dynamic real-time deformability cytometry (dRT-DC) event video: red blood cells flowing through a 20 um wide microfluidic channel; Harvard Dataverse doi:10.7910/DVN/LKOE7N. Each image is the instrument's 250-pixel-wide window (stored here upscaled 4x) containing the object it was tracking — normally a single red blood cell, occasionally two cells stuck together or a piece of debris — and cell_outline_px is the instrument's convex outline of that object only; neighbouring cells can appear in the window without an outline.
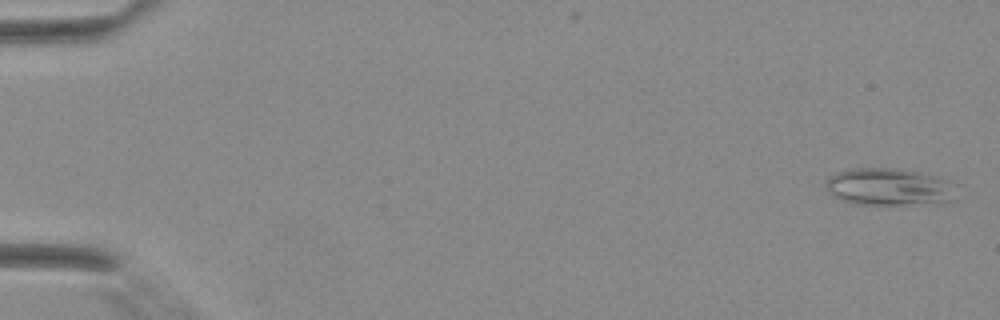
{"species": "Egyptian fruit bat (a non-hibernating species)", "species_latin": "Rousettus aegyptiacus", "temperature_condition": "warm", "stored_images_in_passage": 43, "camera_frame_rate_fps": 3000, "um_per_image_px": 0.085, "animal": {"sex": "female"}, "frame": {"image": 1, "passage_image": 2, "time_ms": 0.333, "image_size_px": [1000, 320], "cell_outline_px": [[948, 200], [900, 204], [860, 204], [844, 200], [836, 196], [828, 188], [828, 180], [832, 176], [840, 172], [856, 168], [900, 168], [936, 176], [948, 180]], "centroid_in_image_um": [75.46, 15.85], "position_along_channel_um": 9.5, "area_um2": 26.47}}
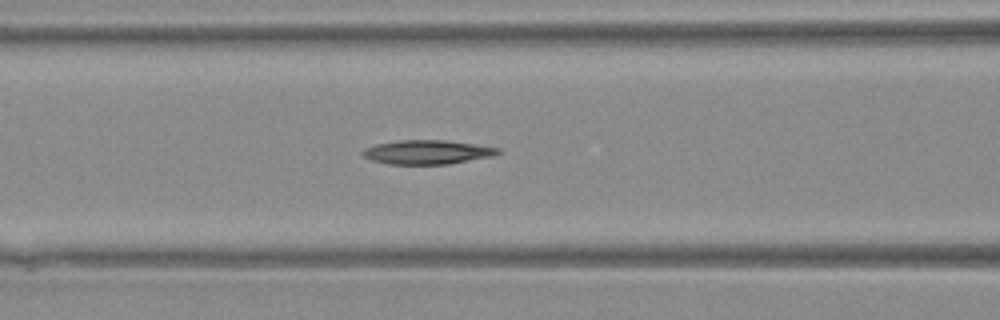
{"frame": {"image": 2, "passage_image": 19, "time_ms": 6.0, "image_size_px": [1000, 320], "cell_outline_px": [[500, 152], [492, 156], [448, 164], [388, 164], [372, 160], [364, 156], [360, 152], [364, 148], [376, 144], [400, 140], [444, 140], [476, 144], [500, 148]], "centroid_in_image_um": [36.3, 12.92], "position_along_channel_um": 130.3, "area_um2": 18.9}}
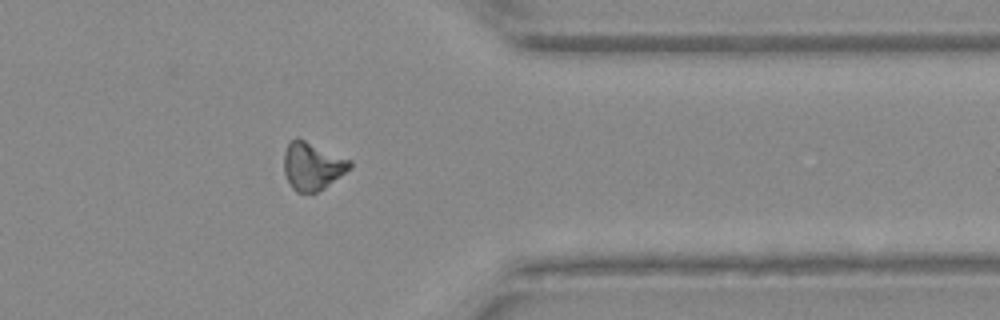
{"frame": {"image": 3, "passage_image": 35, "time_ms": 11.333, "image_size_px": [1000, 320], "cell_outline_px": [[352, 168], [324, 188], [316, 192], [296, 192], [292, 188], [284, 172], [284, 152], [288, 144], [296, 136], [352, 160]], "centroid_in_image_um": [26.56, 14.1], "position_along_channel_um": 384.8, "area_um2": 18.38}}